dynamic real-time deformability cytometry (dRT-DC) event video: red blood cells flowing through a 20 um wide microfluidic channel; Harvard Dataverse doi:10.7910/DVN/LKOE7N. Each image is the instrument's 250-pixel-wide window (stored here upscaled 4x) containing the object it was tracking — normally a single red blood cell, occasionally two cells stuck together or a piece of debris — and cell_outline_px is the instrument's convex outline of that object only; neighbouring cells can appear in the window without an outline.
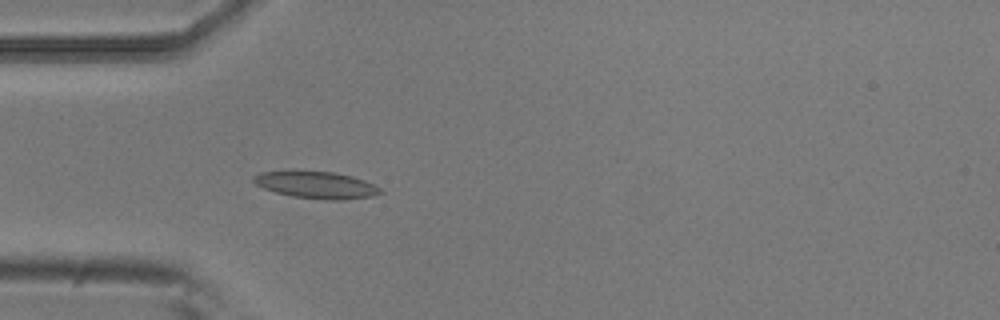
{"species": "common noctule bat (a hibernating species)", "species_latin": "Nyctalus noctula", "temperature_condition": "room temperature", "stored_images_in_passage": 5, "camera_frame_rate_fps": 3000, "um_per_image_px": 0.085, "animal": {"sex": "male", "body_mass_g": 20.5, "forearm_length_mm": 52.5}, "frame": {"image": 1, "passage_image": 5, "time_ms": 1.333, "image_size_px": [1000, 320], "cell_outline_px": [[384, 192], [372, 196], [344, 200], [320, 200], [292, 196], [276, 192], [264, 188], [256, 184], [252, 180], [252, 176], [260, 172], [288, 168], [292, 168], [336, 172], [352, 176], [364, 180], [380, 188]], "centroid_in_image_um": [26.82, 15.67], "position_along_channel_um": 58.2, "area_um2": 20.87}}